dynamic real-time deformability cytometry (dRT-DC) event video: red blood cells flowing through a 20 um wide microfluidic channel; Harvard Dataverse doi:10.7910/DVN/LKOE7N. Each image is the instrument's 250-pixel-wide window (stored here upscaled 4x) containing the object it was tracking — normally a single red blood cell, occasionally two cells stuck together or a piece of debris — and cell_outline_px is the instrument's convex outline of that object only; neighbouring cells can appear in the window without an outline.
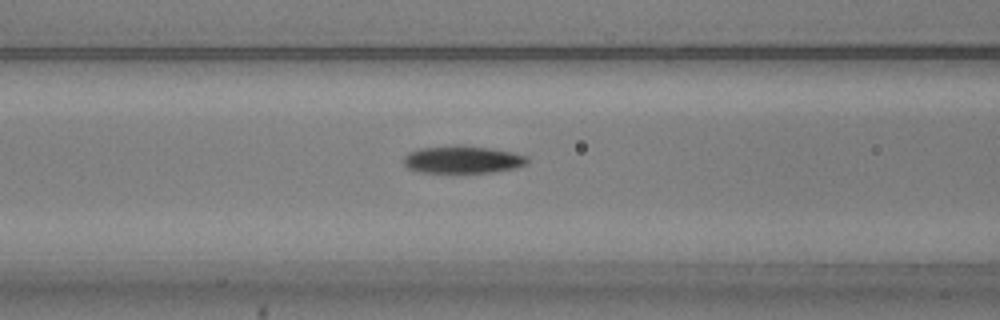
{"species": "common noctule bat (a hibernating species)", "species_latin": "Nyctalus noctula", "temperature_condition": "warm", "stored_images_in_passage": 38, "camera_frame_rate_fps": 3000, "um_per_image_px": 0.085, "animal": {"sex": "male", "body_mass_g": 20.5, "forearm_length_mm": 52.5}, "frame": {"image": 1, "passage_image": 15, "time_ms": 4.667, "image_size_px": [1000, 320], "cell_outline_px": [[528, 160], [524, 164], [516, 168], [488, 172], [420, 172], [408, 168], [404, 164], [404, 156], [408, 152], [420, 148], [456, 144], [512, 152], [528, 156]], "centroid_in_image_um": [39.27, 13.55], "position_along_channel_um": 127.3, "area_um2": 19.59}}
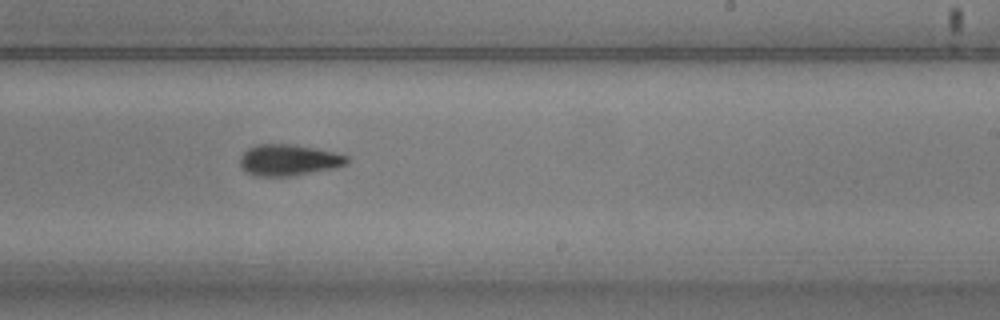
{"frame": {"image": 2, "passage_image": 26, "time_ms": 8.333, "image_size_px": [1000, 320], "cell_outline_px": [[348, 164], [336, 168], [292, 176], [256, 176], [244, 172], [240, 164], [240, 156], [248, 148], [256, 144], [296, 144], [336, 152], [348, 156]], "centroid_in_image_um": [24.55, 13.6], "position_along_channel_um": 264.5, "area_um2": 19.83}}
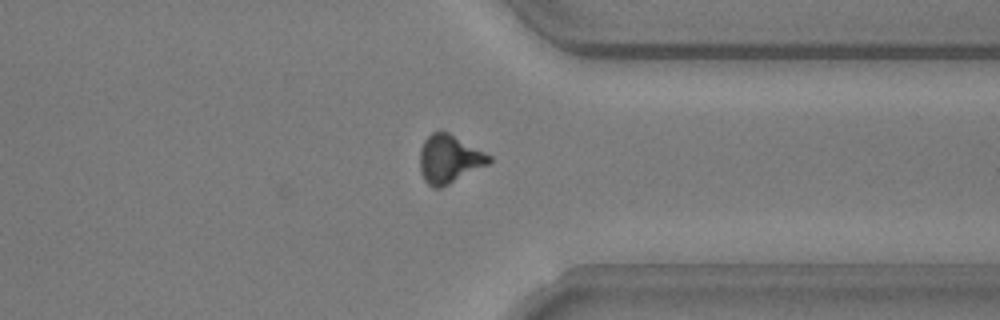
{"frame": {"image": 3, "passage_image": 35, "time_ms": 11.333, "image_size_px": [1000, 320], "cell_outline_px": [[492, 160], [488, 164], [440, 188], [432, 188], [424, 180], [420, 172], [420, 148], [424, 140], [432, 132], [448, 132], [492, 156]], "centroid_in_image_um": [38.16, 13.52], "position_along_channel_um": 373.2, "area_um2": 19.25}, "authors_computed_cell_mechanics": {"area_um2": 19.4208, "velocity_mm_per_s": 3.7415, "shape_relaxation_time_tau1_ms": 2.4973, "shape_relaxation_time_tau2_ms": 7.7998, "deformation_change_tau1": 0.1475, "deformation_change_tau2": 0.1978}}